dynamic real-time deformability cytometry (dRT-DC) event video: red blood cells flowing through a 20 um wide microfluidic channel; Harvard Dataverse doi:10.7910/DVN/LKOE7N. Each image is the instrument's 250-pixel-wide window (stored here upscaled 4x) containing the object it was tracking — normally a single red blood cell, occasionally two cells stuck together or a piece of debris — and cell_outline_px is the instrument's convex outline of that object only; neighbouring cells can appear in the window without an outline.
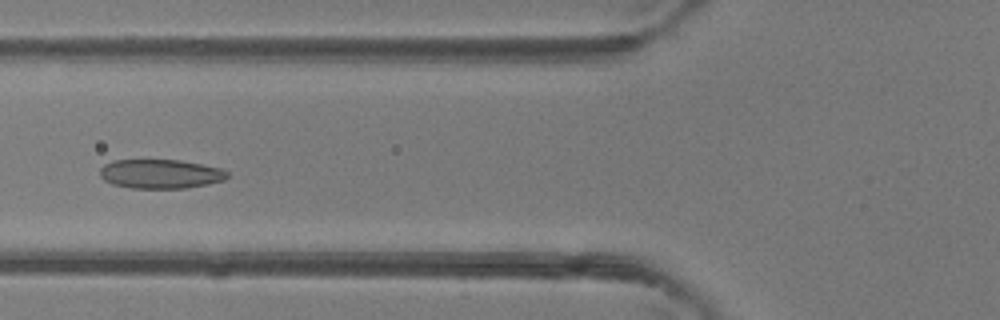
{"species": "common noctule bat (a hibernating species)", "species_latin": "Nyctalus noctula", "temperature_condition": "room temperature", "stored_images_in_passage": 47, "camera_frame_rate_fps": 3000, "um_per_image_px": 0.085, "animal": {"sex": "female"}, "frame": {"image": 1, "passage_image": 18, "time_ms": 5.667, "image_size_px": [1000, 320], "cell_outline_px": [[228, 176], [224, 180], [208, 184], [184, 188], [132, 188], [112, 184], [104, 180], [100, 176], [100, 168], [104, 164], [112, 160], [180, 160], [220, 168], [228, 172]], "centroid_in_image_um": [13.61, 14.78], "position_along_channel_um": 112.2, "area_um2": 21.62}}
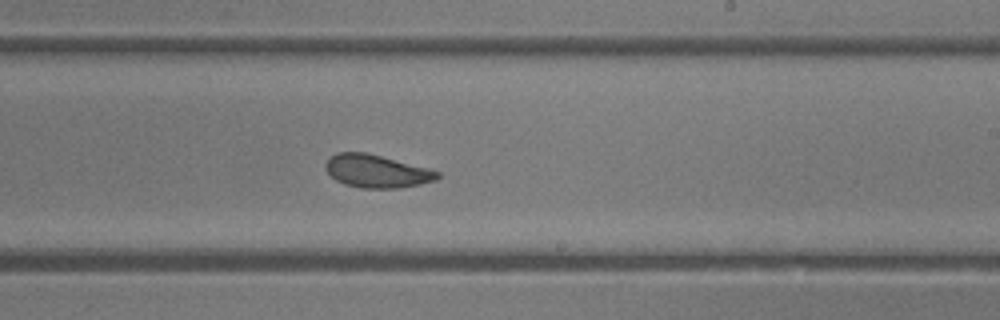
{"frame": {"image": 2, "passage_image": 28, "time_ms": 9.0, "image_size_px": [1000, 320], "cell_outline_px": [[440, 176], [436, 180], [420, 184], [400, 188], [360, 188], [344, 184], [336, 180], [324, 168], [324, 164], [336, 152], [364, 152], [428, 168], [440, 172]], "centroid_in_image_um": [32.01, 14.56], "position_along_channel_um": 257.0, "area_um2": 21.33}}
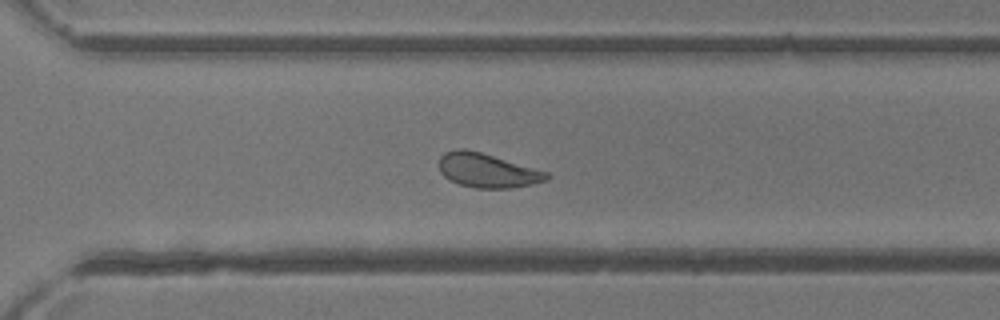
{"frame": {"image": 3, "passage_image": 33, "time_ms": 10.667, "image_size_px": [1000, 320], "cell_outline_px": [[552, 176], [548, 180], [532, 184], [512, 188], [476, 188], [460, 184], [448, 180], [440, 172], [440, 156], [444, 152], [460, 148], [464, 148], [480, 152], [548, 172]], "centroid_in_image_um": [41.43, 14.49], "position_along_channel_um": 329.2, "area_um2": 21.39}, "authors_computed_cell_mechanics": {"area_um2": 22.831, "velocity_mm_per_s": 4.3523, "shape_relaxation_time_tau1_ms": 3.0434, "shape_relaxation_time_tau2_ms": 2.8714, "deformation_change_tau1": 0.1111, "deformation_change_tau2": 0.0904}}